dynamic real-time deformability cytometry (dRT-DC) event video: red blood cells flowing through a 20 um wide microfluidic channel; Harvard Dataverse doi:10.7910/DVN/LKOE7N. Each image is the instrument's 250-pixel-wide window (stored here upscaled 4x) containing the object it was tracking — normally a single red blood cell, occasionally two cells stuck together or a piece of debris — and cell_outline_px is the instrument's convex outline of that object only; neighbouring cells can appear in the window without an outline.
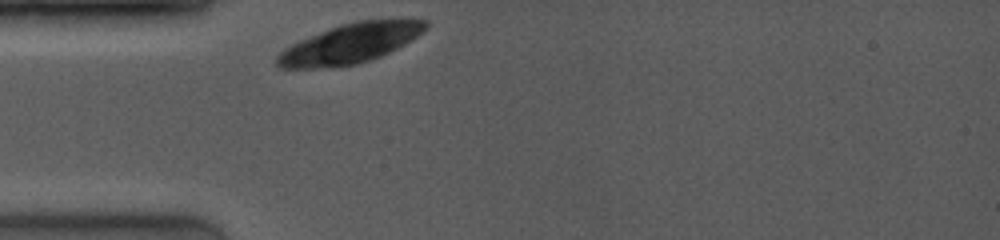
{"species": "common noctule bat (a hibernating species)", "species_latin": "Nyctalus noctula", "temperature_condition": "room temperature", "stored_images_in_passage": 39, "camera_frame_rate_fps": 4000, "um_per_image_px": 0.085, "animal": {"sex": "female", "body_mass_g": 19.0, "forearm_length_mm": 53.3}, "frame": {"image": 1, "passage_image": 1, "time_ms": 0.0, "image_size_px": [1000, 240], "cell_outline_px": [[428, 28], [404, 44], [380, 56], [356, 64], [332, 68], [280, 68], [276, 64], [276, 56], [284, 48], [300, 40], [340, 24], [356, 20], [428, 20]], "centroid_in_image_um": [29.72, 3.71], "position_along_channel_um": 55.3, "area_um2": 33.93}}